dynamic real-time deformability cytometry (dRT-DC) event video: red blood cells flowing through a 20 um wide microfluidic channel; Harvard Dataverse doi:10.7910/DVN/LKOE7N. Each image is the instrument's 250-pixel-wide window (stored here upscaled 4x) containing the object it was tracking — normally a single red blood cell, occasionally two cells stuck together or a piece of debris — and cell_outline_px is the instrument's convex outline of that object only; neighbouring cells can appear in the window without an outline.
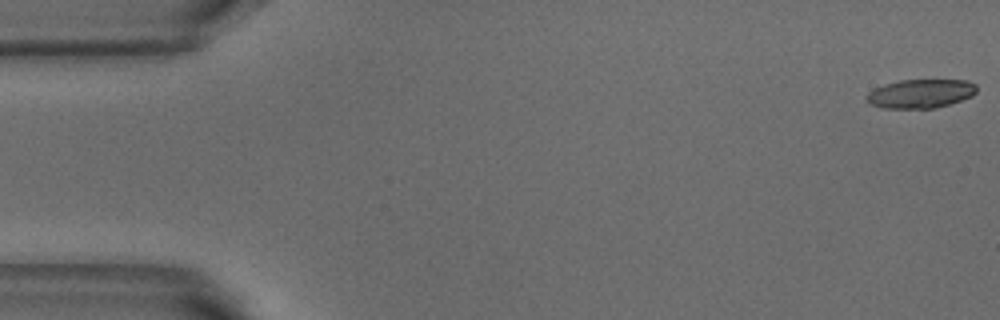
{"species": "common noctule bat (a hibernating species)", "species_latin": "Nyctalus noctula", "temperature_condition": "warm", "stored_images_in_passage": 5, "camera_frame_rate_fps": 3000, "um_per_image_px": 0.085, "animal": {"sex": "male", "body_mass_g": 18.8}, "frame": {"image": 1, "passage_image": 1, "time_ms": 0.0, "image_size_px": [1000, 320], "cell_outline_px": [[976, 92], [972, 96], [948, 104], [932, 108], [884, 108], [868, 104], [864, 100], [868, 92], [884, 84], [900, 80], [968, 80], [976, 84]], "centroid_in_image_um": [78.21, 7.95], "position_along_channel_um": 6.8, "area_um2": 18.5}}
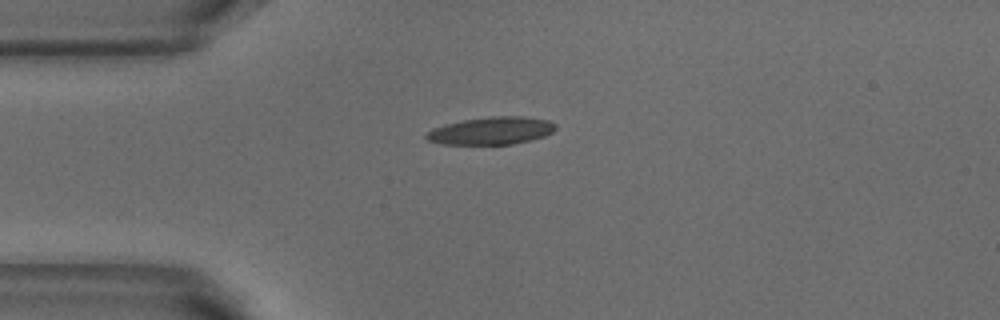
{"frame": {"image": 2, "passage_image": 4, "time_ms": 1.0, "image_size_px": [1000, 320], "cell_outline_px": [[556, 128], [552, 132], [544, 136], [512, 144], [444, 144], [428, 140], [424, 136], [432, 128], [444, 124], [464, 120], [488, 116], [524, 116], [548, 120], [556, 124]], "centroid_in_image_um": [41.76, 11.1], "position_along_channel_um": 43.2, "area_um2": 20.69}}